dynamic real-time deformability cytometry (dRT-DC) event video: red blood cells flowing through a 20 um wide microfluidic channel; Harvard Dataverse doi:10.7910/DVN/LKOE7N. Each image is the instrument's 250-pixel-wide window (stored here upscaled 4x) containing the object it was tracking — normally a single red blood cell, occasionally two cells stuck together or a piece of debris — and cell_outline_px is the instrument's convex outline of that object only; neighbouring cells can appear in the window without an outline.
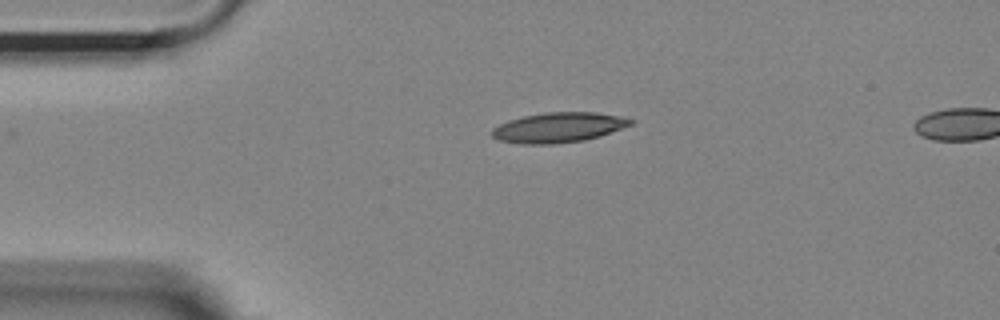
{"species": "Egyptian fruit bat (a non-hibernating species)", "species_latin": "Rousettus aegyptiacus", "temperature_condition": "room temperature", "stored_images_in_passage": 7, "camera_frame_rate_fps": 3000, "um_per_image_px": 0.085, "animal": {"sex": "female"}, "frame": {"image": 1, "passage_image": 1, "time_ms": 0.0, "image_size_px": [1000, 320], "cell_outline_px": [[636, 120], [632, 124], [600, 136], [584, 140], [552, 144], [520, 144], [500, 140], [492, 136], [492, 128], [508, 120], [524, 116], [544, 112], [596, 112], [620, 116]], "centroid_in_image_um": [47.48, 10.83], "position_along_channel_um": 37.5, "area_um2": 24.22}}